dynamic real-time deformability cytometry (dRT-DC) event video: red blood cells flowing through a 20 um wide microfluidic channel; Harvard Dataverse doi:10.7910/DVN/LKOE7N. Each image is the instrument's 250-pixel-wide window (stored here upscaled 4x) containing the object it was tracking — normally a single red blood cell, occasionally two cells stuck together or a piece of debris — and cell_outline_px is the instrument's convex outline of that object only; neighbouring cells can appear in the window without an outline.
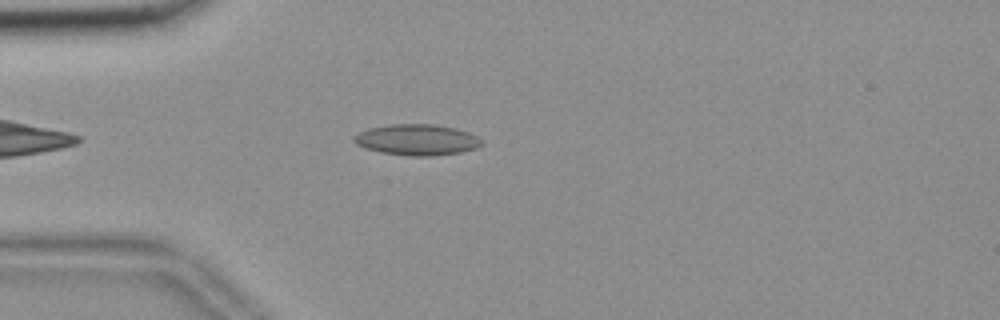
{"species": "common noctule bat (a hibernating species)", "species_latin": "Nyctalus noctula", "temperature_condition": "room temperature", "stored_images_in_passage": 46, "camera_frame_rate_fps": 3000, "um_per_image_px": 0.085, "animal": {"sex": "female", "body_mass_g": 18.4}, "frame": {"image": 1, "passage_image": 6, "time_ms": 1.667, "image_size_px": [1000, 320], "cell_outline_px": [[484, 144], [476, 148], [460, 152], [432, 156], [408, 156], [380, 152], [364, 148], [356, 144], [352, 140], [352, 136], [368, 128], [392, 124], [432, 124], [456, 128], [468, 132], [484, 140]], "centroid_in_image_um": [35.43, 11.88], "position_along_channel_um": 49.6, "area_um2": 23.24}}
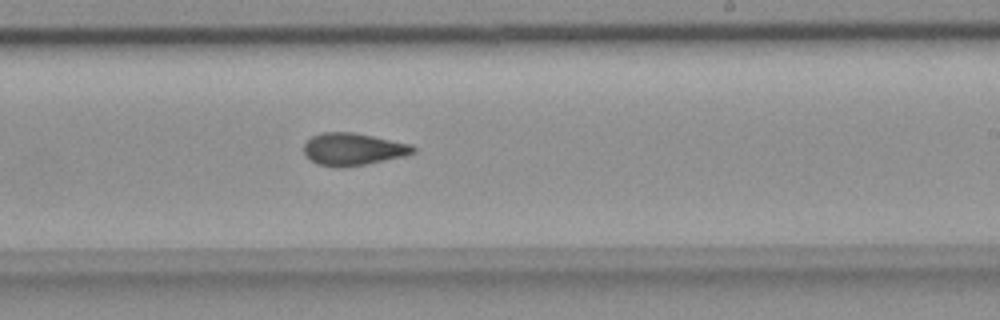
{"frame": {"image": 2, "passage_image": 24, "time_ms": 7.667, "image_size_px": [1000, 320], "cell_outline_px": [[416, 152], [404, 156], [368, 164], [340, 168], [316, 164], [304, 152], [304, 144], [312, 136], [320, 132], [352, 132], [412, 144], [416, 148]], "centroid_in_image_um": [30.03, 12.68], "position_along_channel_um": 259.0, "area_um2": 20.63}}
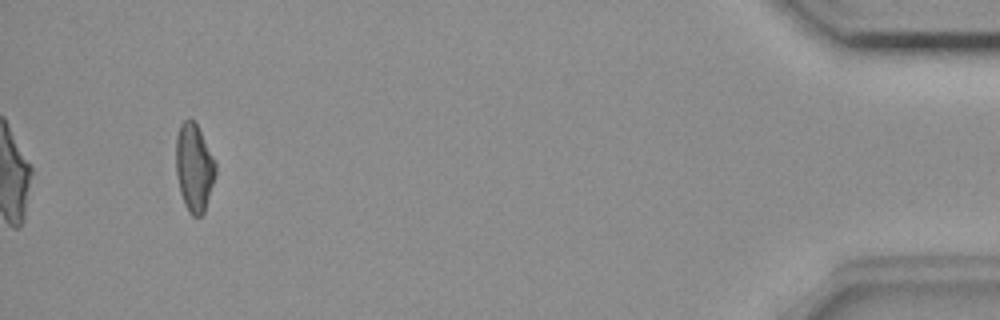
{"frame": {"image": 3, "passage_image": 43, "time_ms": 14.0, "image_size_px": [1000, 320], "cell_outline_px": [[216, 176], [204, 212], [200, 216], [192, 216], [188, 212], [184, 204], [180, 192], [176, 172], [176, 136], [180, 124], [184, 120], [192, 120], [196, 124], [216, 160]], "centroid_in_image_um": [16.51, 14.26], "position_along_channel_um": 418.7, "area_um2": 20.4}, "authors_computed_cell_mechanics": {"area_um2": 20.4612, "velocity_mm_per_s": 3.6907, "shape_relaxation_time_tau1_ms": null, "shape_relaxation_time_tau2_ms": 3.0955, "deformation_change_tau1": null, "deformation_change_tau2": 0.1034}}